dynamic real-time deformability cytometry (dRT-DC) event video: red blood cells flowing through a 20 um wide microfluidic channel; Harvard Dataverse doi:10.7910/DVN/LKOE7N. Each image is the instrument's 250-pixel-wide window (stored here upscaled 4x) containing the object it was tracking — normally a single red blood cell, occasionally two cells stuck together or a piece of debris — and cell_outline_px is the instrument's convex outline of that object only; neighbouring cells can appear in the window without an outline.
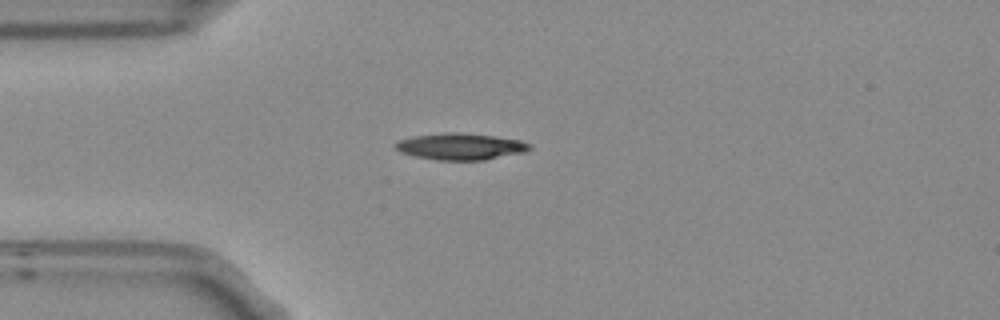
{"species": "Egyptian fruit bat (a non-hibernating species)", "species_latin": "Rousettus aegyptiacus", "temperature_condition": "room temperature", "stored_images_in_passage": 2, "camera_frame_rate_fps": 3000, "um_per_image_px": 0.085, "frame": {"image": 1, "passage_image": 1, "time_ms": 0.0, "image_size_px": [1000, 320], "cell_outline_px": [[532, 148], [524, 152], [484, 160], [436, 160], [416, 156], [400, 152], [392, 144], [400, 140], [416, 136], [492, 136], [520, 140], [532, 144]], "centroid_in_image_um": [39.2, 12.52], "position_along_channel_um": 45.8, "area_um2": 19.36}}